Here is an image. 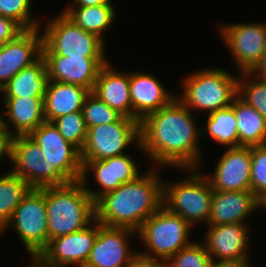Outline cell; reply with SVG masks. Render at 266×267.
I'll use <instances>...</instances> for the list:
<instances>
[{"label": "cell", "mask_w": 266, "mask_h": 267, "mask_svg": "<svg viewBox=\"0 0 266 267\" xmlns=\"http://www.w3.org/2000/svg\"><path fill=\"white\" fill-rule=\"evenodd\" d=\"M48 243L87 227L95 220V201L81 180L45 187Z\"/></svg>", "instance_id": "3957f363"}, {"label": "cell", "mask_w": 266, "mask_h": 267, "mask_svg": "<svg viewBox=\"0 0 266 267\" xmlns=\"http://www.w3.org/2000/svg\"><path fill=\"white\" fill-rule=\"evenodd\" d=\"M212 264V259L205 245L195 240L173 255L164 263V267H211Z\"/></svg>", "instance_id": "d6a6232c"}, {"label": "cell", "mask_w": 266, "mask_h": 267, "mask_svg": "<svg viewBox=\"0 0 266 267\" xmlns=\"http://www.w3.org/2000/svg\"><path fill=\"white\" fill-rule=\"evenodd\" d=\"M231 107L238 123V146L266 144V119L239 96L234 99Z\"/></svg>", "instance_id": "484cf974"}, {"label": "cell", "mask_w": 266, "mask_h": 267, "mask_svg": "<svg viewBox=\"0 0 266 267\" xmlns=\"http://www.w3.org/2000/svg\"><path fill=\"white\" fill-rule=\"evenodd\" d=\"M211 267H251L250 262L213 263Z\"/></svg>", "instance_id": "60d3db41"}, {"label": "cell", "mask_w": 266, "mask_h": 267, "mask_svg": "<svg viewBox=\"0 0 266 267\" xmlns=\"http://www.w3.org/2000/svg\"><path fill=\"white\" fill-rule=\"evenodd\" d=\"M32 0H0V16L17 22L24 30L40 27V19L32 13Z\"/></svg>", "instance_id": "836d02e7"}, {"label": "cell", "mask_w": 266, "mask_h": 267, "mask_svg": "<svg viewBox=\"0 0 266 267\" xmlns=\"http://www.w3.org/2000/svg\"><path fill=\"white\" fill-rule=\"evenodd\" d=\"M134 235L137 232L132 229L104 226L98 221V234L84 267H124L138 255L128 240Z\"/></svg>", "instance_id": "4fadbf2b"}, {"label": "cell", "mask_w": 266, "mask_h": 267, "mask_svg": "<svg viewBox=\"0 0 266 267\" xmlns=\"http://www.w3.org/2000/svg\"><path fill=\"white\" fill-rule=\"evenodd\" d=\"M28 136L39 146L49 165L69 182L81 180L83 165L80 150L66 141L52 122H43Z\"/></svg>", "instance_id": "8fae6325"}, {"label": "cell", "mask_w": 266, "mask_h": 267, "mask_svg": "<svg viewBox=\"0 0 266 267\" xmlns=\"http://www.w3.org/2000/svg\"><path fill=\"white\" fill-rule=\"evenodd\" d=\"M133 143H140V122L133 118L123 116L118 122L89 127L80 151L82 165L127 154L126 147Z\"/></svg>", "instance_id": "9c48e42d"}, {"label": "cell", "mask_w": 266, "mask_h": 267, "mask_svg": "<svg viewBox=\"0 0 266 267\" xmlns=\"http://www.w3.org/2000/svg\"><path fill=\"white\" fill-rule=\"evenodd\" d=\"M40 28L24 30L15 39L5 43L0 52L1 88L42 56L43 35H40Z\"/></svg>", "instance_id": "d6986e66"}, {"label": "cell", "mask_w": 266, "mask_h": 267, "mask_svg": "<svg viewBox=\"0 0 266 267\" xmlns=\"http://www.w3.org/2000/svg\"><path fill=\"white\" fill-rule=\"evenodd\" d=\"M42 30V54L69 57H106L105 44L96 34L87 32L63 12L50 18Z\"/></svg>", "instance_id": "52a82bcc"}, {"label": "cell", "mask_w": 266, "mask_h": 267, "mask_svg": "<svg viewBox=\"0 0 266 267\" xmlns=\"http://www.w3.org/2000/svg\"><path fill=\"white\" fill-rule=\"evenodd\" d=\"M248 23H227L219 27L223 42L230 50L239 73L250 72L266 48V23Z\"/></svg>", "instance_id": "7c38bea8"}, {"label": "cell", "mask_w": 266, "mask_h": 267, "mask_svg": "<svg viewBox=\"0 0 266 267\" xmlns=\"http://www.w3.org/2000/svg\"><path fill=\"white\" fill-rule=\"evenodd\" d=\"M205 124L206 127L201 128V136L208 134L219 145H228L227 148L238 147V123L231 106L210 113Z\"/></svg>", "instance_id": "83f0119b"}, {"label": "cell", "mask_w": 266, "mask_h": 267, "mask_svg": "<svg viewBox=\"0 0 266 267\" xmlns=\"http://www.w3.org/2000/svg\"><path fill=\"white\" fill-rule=\"evenodd\" d=\"M43 152L29 136H14L11 140L10 161L13 168L9 169L18 175L32 188L60 186L69 181L45 160Z\"/></svg>", "instance_id": "30bf717a"}, {"label": "cell", "mask_w": 266, "mask_h": 267, "mask_svg": "<svg viewBox=\"0 0 266 267\" xmlns=\"http://www.w3.org/2000/svg\"><path fill=\"white\" fill-rule=\"evenodd\" d=\"M254 76L266 79V48L264 49L259 62L250 71Z\"/></svg>", "instance_id": "f35d334b"}, {"label": "cell", "mask_w": 266, "mask_h": 267, "mask_svg": "<svg viewBox=\"0 0 266 267\" xmlns=\"http://www.w3.org/2000/svg\"><path fill=\"white\" fill-rule=\"evenodd\" d=\"M1 99L4 100L3 103L7 109L2 112L5 113L6 119L2 114L1 122L12 137L28 136L46 121L44 98L1 97ZM11 126L14 127L13 130L10 128Z\"/></svg>", "instance_id": "7402d4cb"}, {"label": "cell", "mask_w": 266, "mask_h": 267, "mask_svg": "<svg viewBox=\"0 0 266 267\" xmlns=\"http://www.w3.org/2000/svg\"><path fill=\"white\" fill-rule=\"evenodd\" d=\"M240 74L238 96L266 119V79L256 78L250 72Z\"/></svg>", "instance_id": "f546056e"}, {"label": "cell", "mask_w": 266, "mask_h": 267, "mask_svg": "<svg viewBox=\"0 0 266 267\" xmlns=\"http://www.w3.org/2000/svg\"><path fill=\"white\" fill-rule=\"evenodd\" d=\"M32 187L11 171L0 175V231Z\"/></svg>", "instance_id": "f1b7e54d"}, {"label": "cell", "mask_w": 266, "mask_h": 267, "mask_svg": "<svg viewBox=\"0 0 266 267\" xmlns=\"http://www.w3.org/2000/svg\"><path fill=\"white\" fill-rule=\"evenodd\" d=\"M61 136L76 146L80 151L84 146L87 127L82 112H73L63 115L52 122Z\"/></svg>", "instance_id": "1f68e13d"}, {"label": "cell", "mask_w": 266, "mask_h": 267, "mask_svg": "<svg viewBox=\"0 0 266 267\" xmlns=\"http://www.w3.org/2000/svg\"><path fill=\"white\" fill-rule=\"evenodd\" d=\"M113 4L87 7H65L63 13L79 27L96 34L103 41L104 31L110 29L116 17ZM110 27V28H109Z\"/></svg>", "instance_id": "4316f807"}, {"label": "cell", "mask_w": 266, "mask_h": 267, "mask_svg": "<svg viewBox=\"0 0 266 267\" xmlns=\"http://www.w3.org/2000/svg\"><path fill=\"white\" fill-rule=\"evenodd\" d=\"M5 43V41H0V52L3 50Z\"/></svg>", "instance_id": "ee69618b"}, {"label": "cell", "mask_w": 266, "mask_h": 267, "mask_svg": "<svg viewBox=\"0 0 266 267\" xmlns=\"http://www.w3.org/2000/svg\"><path fill=\"white\" fill-rule=\"evenodd\" d=\"M262 207L266 211V195L262 199L259 200V208H262Z\"/></svg>", "instance_id": "7bdbcfd3"}, {"label": "cell", "mask_w": 266, "mask_h": 267, "mask_svg": "<svg viewBox=\"0 0 266 267\" xmlns=\"http://www.w3.org/2000/svg\"><path fill=\"white\" fill-rule=\"evenodd\" d=\"M248 228L247 223L208 226L201 242L212 262H250L247 247L250 239Z\"/></svg>", "instance_id": "5bb4252c"}, {"label": "cell", "mask_w": 266, "mask_h": 267, "mask_svg": "<svg viewBox=\"0 0 266 267\" xmlns=\"http://www.w3.org/2000/svg\"><path fill=\"white\" fill-rule=\"evenodd\" d=\"M124 267H164V264L137 255L130 263H128Z\"/></svg>", "instance_id": "74e56055"}, {"label": "cell", "mask_w": 266, "mask_h": 267, "mask_svg": "<svg viewBox=\"0 0 266 267\" xmlns=\"http://www.w3.org/2000/svg\"><path fill=\"white\" fill-rule=\"evenodd\" d=\"M138 164L131 155L124 154L110 157L104 160L86 161L83 164V173L81 181L91 198L96 201L103 194L116 190L123 183L135 180L140 173ZM92 171L93 177L100 190H94L89 187V172ZM88 183V184H87Z\"/></svg>", "instance_id": "9a60e30c"}, {"label": "cell", "mask_w": 266, "mask_h": 267, "mask_svg": "<svg viewBox=\"0 0 266 267\" xmlns=\"http://www.w3.org/2000/svg\"><path fill=\"white\" fill-rule=\"evenodd\" d=\"M191 225L179 215L169 212L161 206L149 216L137 231L135 237L147 247L145 252L138 255L162 264L166 263L182 248L189 246Z\"/></svg>", "instance_id": "5b68a950"}, {"label": "cell", "mask_w": 266, "mask_h": 267, "mask_svg": "<svg viewBox=\"0 0 266 267\" xmlns=\"http://www.w3.org/2000/svg\"><path fill=\"white\" fill-rule=\"evenodd\" d=\"M74 5L71 4L67 7H87V6H98L103 4H113L111 0H73Z\"/></svg>", "instance_id": "ab89813d"}, {"label": "cell", "mask_w": 266, "mask_h": 267, "mask_svg": "<svg viewBox=\"0 0 266 267\" xmlns=\"http://www.w3.org/2000/svg\"><path fill=\"white\" fill-rule=\"evenodd\" d=\"M239 76L224 68H206L186 76L183 93L176 97L191 111L204 110L208 114L232 105L238 96Z\"/></svg>", "instance_id": "277c9868"}, {"label": "cell", "mask_w": 266, "mask_h": 267, "mask_svg": "<svg viewBox=\"0 0 266 267\" xmlns=\"http://www.w3.org/2000/svg\"><path fill=\"white\" fill-rule=\"evenodd\" d=\"M23 31L24 29L13 19L0 16V41H11Z\"/></svg>", "instance_id": "d590c367"}, {"label": "cell", "mask_w": 266, "mask_h": 267, "mask_svg": "<svg viewBox=\"0 0 266 267\" xmlns=\"http://www.w3.org/2000/svg\"><path fill=\"white\" fill-rule=\"evenodd\" d=\"M82 114L87 129L96 125H108L118 122L123 117L122 114L109 107L92 92L84 100Z\"/></svg>", "instance_id": "4dcf8cb0"}, {"label": "cell", "mask_w": 266, "mask_h": 267, "mask_svg": "<svg viewBox=\"0 0 266 267\" xmlns=\"http://www.w3.org/2000/svg\"><path fill=\"white\" fill-rule=\"evenodd\" d=\"M129 85L130 71L122 73L107 62L99 70L92 93L123 116L132 118Z\"/></svg>", "instance_id": "603a6c76"}, {"label": "cell", "mask_w": 266, "mask_h": 267, "mask_svg": "<svg viewBox=\"0 0 266 267\" xmlns=\"http://www.w3.org/2000/svg\"><path fill=\"white\" fill-rule=\"evenodd\" d=\"M45 204V187L32 188L15 208L9 222L0 231L13 227L30 256L39 254L48 245V224Z\"/></svg>", "instance_id": "ba28073f"}, {"label": "cell", "mask_w": 266, "mask_h": 267, "mask_svg": "<svg viewBox=\"0 0 266 267\" xmlns=\"http://www.w3.org/2000/svg\"><path fill=\"white\" fill-rule=\"evenodd\" d=\"M192 113L175 97L140 122V143L137 148L158 169L161 166L178 169L201 167L202 157L198 146L202 137L201 129L197 127L199 125Z\"/></svg>", "instance_id": "6da1fadb"}, {"label": "cell", "mask_w": 266, "mask_h": 267, "mask_svg": "<svg viewBox=\"0 0 266 267\" xmlns=\"http://www.w3.org/2000/svg\"><path fill=\"white\" fill-rule=\"evenodd\" d=\"M250 184L258 200L266 195V144L251 147Z\"/></svg>", "instance_id": "e575fe53"}, {"label": "cell", "mask_w": 266, "mask_h": 267, "mask_svg": "<svg viewBox=\"0 0 266 267\" xmlns=\"http://www.w3.org/2000/svg\"><path fill=\"white\" fill-rule=\"evenodd\" d=\"M12 136L0 120V163L7 157L10 160Z\"/></svg>", "instance_id": "8d00e7d4"}, {"label": "cell", "mask_w": 266, "mask_h": 267, "mask_svg": "<svg viewBox=\"0 0 266 267\" xmlns=\"http://www.w3.org/2000/svg\"><path fill=\"white\" fill-rule=\"evenodd\" d=\"M251 147L227 148L214 172L206 174L215 191H251Z\"/></svg>", "instance_id": "ac0fdd59"}, {"label": "cell", "mask_w": 266, "mask_h": 267, "mask_svg": "<svg viewBox=\"0 0 266 267\" xmlns=\"http://www.w3.org/2000/svg\"><path fill=\"white\" fill-rule=\"evenodd\" d=\"M258 208L259 200L252 191L213 190L207 226L246 223L250 214Z\"/></svg>", "instance_id": "44dd1931"}, {"label": "cell", "mask_w": 266, "mask_h": 267, "mask_svg": "<svg viewBox=\"0 0 266 267\" xmlns=\"http://www.w3.org/2000/svg\"><path fill=\"white\" fill-rule=\"evenodd\" d=\"M49 83L46 63L41 56L35 63L18 72L2 88V97L44 98Z\"/></svg>", "instance_id": "d4e9b609"}, {"label": "cell", "mask_w": 266, "mask_h": 267, "mask_svg": "<svg viewBox=\"0 0 266 267\" xmlns=\"http://www.w3.org/2000/svg\"><path fill=\"white\" fill-rule=\"evenodd\" d=\"M180 170L187 171V177L184 176V179L176 182L163 180L162 206L182 217L191 226L200 222L207 227L211 212L212 185L198 168Z\"/></svg>", "instance_id": "8992f818"}, {"label": "cell", "mask_w": 266, "mask_h": 267, "mask_svg": "<svg viewBox=\"0 0 266 267\" xmlns=\"http://www.w3.org/2000/svg\"><path fill=\"white\" fill-rule=\"evenodd\" d=\"M153 74L130 72L132 118L141 122L147 115L169 104L177 95L170 93Z\"/></svg>", "instance_id": "ffe728a7"}, {"label": "cell", "mask_w": 266, "mask_h": 267, "mask_svg": "<svg viewBox=\"0 0 266 267\" xmlns=\"http://www.w3.org/2000/svg\"><path fill=\"white\" fill-rule=\"evenodd\" d=\"M90 91L80 85L49 80L44 97V117L47 122L73 112H82Z\"/></svg>", "instance_id": "cb8c5ba5"}, {"label": "cell", "mask_w": 266, "mask_h": 267, "mask_svg": "<svg viewBox=\"0 0 266 267\" xmlns=\"http://www.w3.org/2000/svg\"><path fill=\"white\" fill-rule=\"evenodd\" d=\"M49 80L76 84L92 92L100 68L107 57H69L58 54H42Z\"/></svg>", "instance_id": "e0dca14e"}, {"label": "cell", "mask_w": 266, "mask_h": 267, "mask_svg": "<svg viewBox=\"0 0 266 267\" xmlns=\"http://www.w3.org/2000/svg\"><path fill=\"white\" fill-rule=\"evenodd\" d=\"M32 257V264L29 267H57L47 264L40 256H30Z\"/></svg>", "instance_id": "b9f144b4"}, {"label": "cell", "mask_w": 266, "mask_h": 267, "mask_svg": "<svg viewBox=\"0 0 266 267\" xmlns=\"http://www.w3.org/2000/svg\"><path fill=\"white\" fill-rule=\"evenodd\" d=\"M153 167L135 180L95 201V219L104 226L138 231L142 223L162 206L163 178Z\"/></svg>", "instance_id": "7a4b0ae2"}, {"label": "cell", "mask_w": 266, "mask_h": 267, "mask_svg": "<svg viewBox=\"0 0 266 267\" xmlns=\"http://www.w3.org/2000/svg\"><path fill=\"white\" fill-rule=\"evenodd\" d=\"M97 234L98 221L95 219L82 230L50 240L39 256L57 267H84Z\"/></svg>", "instance_id": "2e32d148"}]
</instances>
